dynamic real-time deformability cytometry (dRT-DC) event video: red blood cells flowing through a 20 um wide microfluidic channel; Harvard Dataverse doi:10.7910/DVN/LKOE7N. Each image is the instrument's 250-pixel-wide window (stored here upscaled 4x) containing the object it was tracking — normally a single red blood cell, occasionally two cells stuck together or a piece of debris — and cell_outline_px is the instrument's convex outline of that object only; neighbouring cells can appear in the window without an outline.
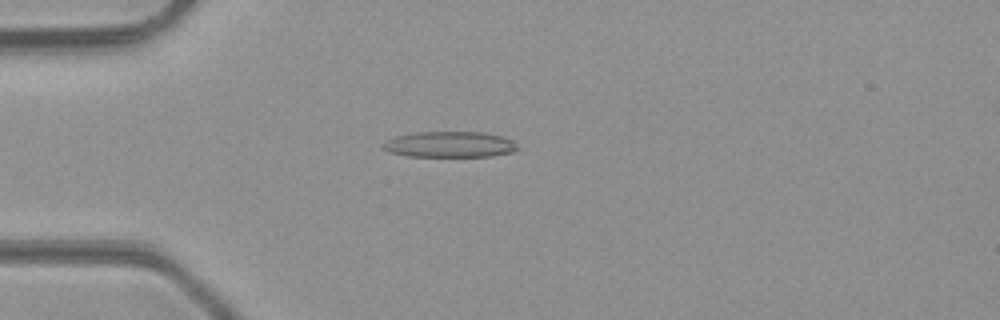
{"species": "common noctule bat (a hibernating species)", "species_latin": "Nyctalus noctula", "temperature_condition": "room temperature", "stored_images_in_passage": 49, "camera_frame_rate_fps": 3000, "um_per_image_px": 0.085, "animal": {"sex": "male", "body_mass_g": 23.1, "forearm_length_mm": 52.7}, "frame": {"image": 1, "passage_image": 14, "time_ms": 4.333, "image_size_px": [1000, 320], "cell_outline_px": [[520, 148], [516, 152], [492, 156], [408, 156], [388, 152], [380, 144], [396, 136], [416, 132], [480, 132], [504, 136], [512, 140]], "centroid_in_image_um": [38.27, 12.28], "position_along_channel_um": 46.7, "area_um2": 20.4}}
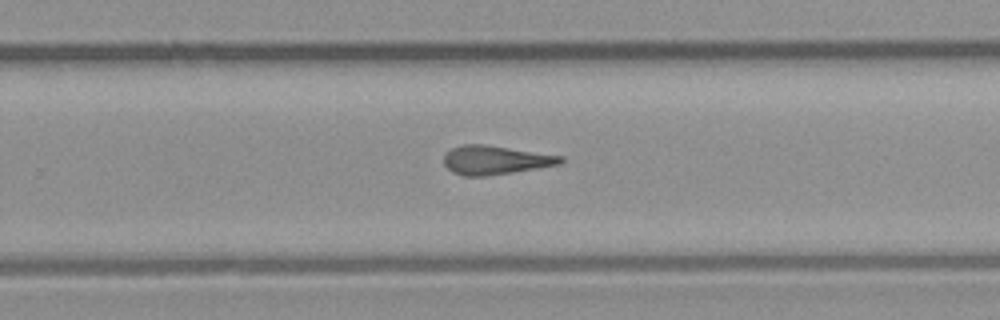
{"frame": {"image": 2, "passage_image": 32, "time_ms": 10.333, "image_size_px": [1000, 320], "cell_outline_px": [[564, 160], [560, 164], [512, 172], [484, 176], [464, 176], [452, 172], [444, 164], [444, 156], [452, 148], [460, 144], [484, 144], [564, 156]], "centroid_in_image_um": [42.09, 13.59], "position_along_channel_um": 287.7, "area_um2": 19.48}}
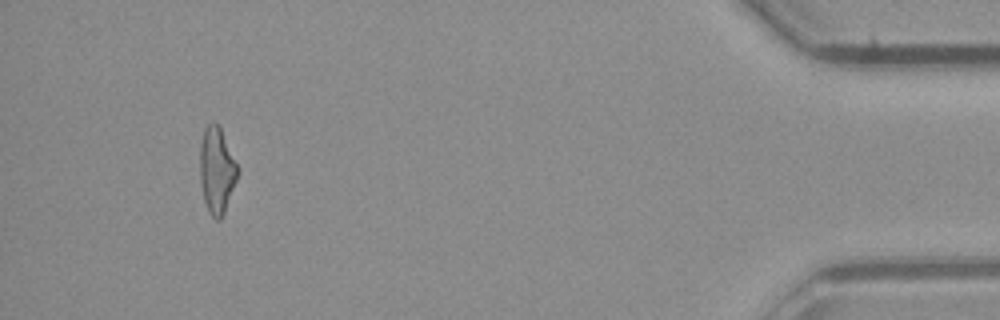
{"frame": {"image": 3, "passage_image": 46, "time_ms": 15.0, "image_size_px": [1000, 320], "cell_outline_px": [[240, 172], [224, 212], [220, 220], [216, 220], [208, 212], [204, 200], [200, 180], [200, 144], [204, 128], [208, 124], [216, 120], [220, 128]], "centroid_in_image_um": [18.41, 14.48], "position_along_channel_um": 416.8, "area_um2": 18.84}, "authors_computed_cell_mechanics": {"area_um2": 19.652, "velocity_mm_per_s": 4.3088, "shape_relaxation_time_tau1_ms": null, "shape_relaxation_time_tau2_ms": 4.878, "deformation_change_tau1": null, "deformation_change_tau2": 0.2038}}